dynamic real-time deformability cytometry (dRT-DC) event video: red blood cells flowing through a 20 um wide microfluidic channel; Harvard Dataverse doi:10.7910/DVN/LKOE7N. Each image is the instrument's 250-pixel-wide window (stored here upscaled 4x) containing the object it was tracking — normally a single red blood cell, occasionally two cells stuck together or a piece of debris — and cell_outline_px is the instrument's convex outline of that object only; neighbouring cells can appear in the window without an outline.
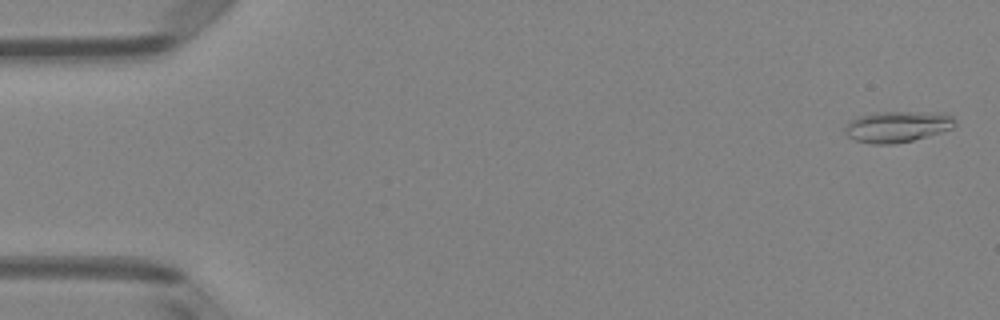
{"species": "Egyptian fruit bat (a non-hibernating species)", "species_latin": "Rousettus aegyptiacus", "temperature_condition": "room temperature", "stored_images_in_passage": 6, "camera_frame_rate_fps": 3000, "um_per_image_px": 0.085, "animal": {"sex": "female"}, "frame": {"image": 1, "passage_image": 1, "time_ms": 0.0, "image_size_px": [1000, 320], "cell_outline_px": [[956, 124], [952, 128], [928, 136], [912, 140], [892, 144], [872, 144], [856, 140], [848, 136], [844, 132], [844, 128], [852, 120], [860, 116], [876, 112], [948, 112], [956, 120]], "centroid_in_image_um": [76.32, 10.75], "position_along_channel_um": 8.7, "area_um2": 19.94}}
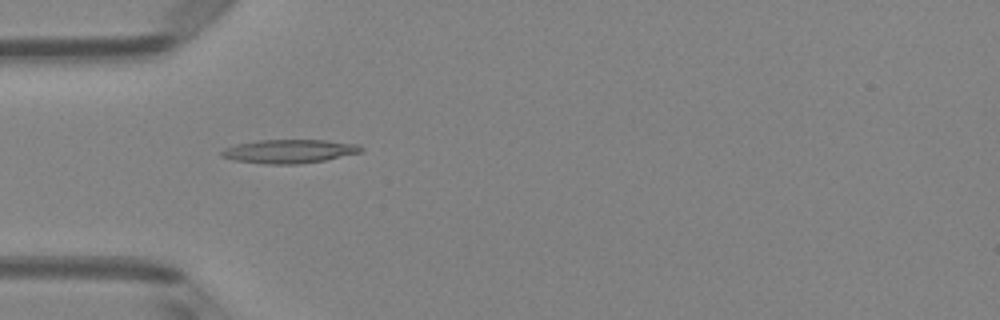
{"frame": {"image": 2, "passage_image": 5, "time_ms": 1.333, "image_size_px": [1000, 320], "cell_outline_px": [[364, 148], [360, 152], [324, 160], [296, 164], [264, 164], [236, 160], [220, 156], [220, 152], [224, 148], [236, 144], [260, 140], [324, 140], [356, 144]], "centroid_in_image_um": [24.54, 12.86], "position_along_channel_um": 60.5, "area_um2": 19.02}}
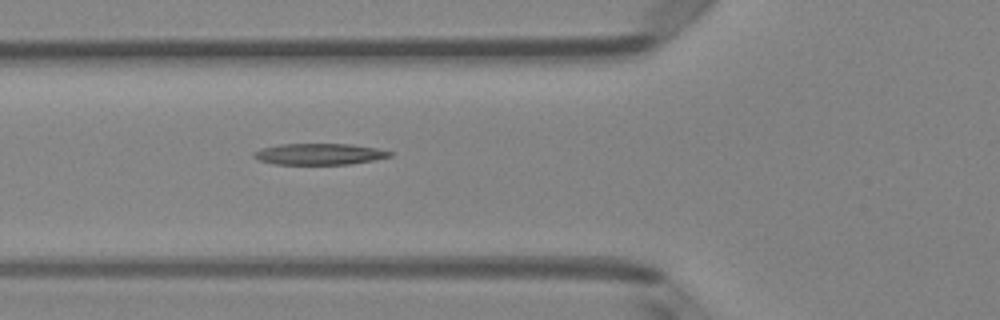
{"frame": {"image": 3, "passage_image": 6, "time_ms": 1.667, "image_size_px": [1000, 320], "cell_outline_px": [[392, 156], [372, 160], [348, 164], [272, 164], [260, 160], [252, 156], [252, 152], [260, 148], [280, 144], [348, 144], [376, 148], [392, 152]], "centroid_in_image_um": [27.08, 13.09], "position_along_channel_um": 98.7, "area_um2": 16.76}}